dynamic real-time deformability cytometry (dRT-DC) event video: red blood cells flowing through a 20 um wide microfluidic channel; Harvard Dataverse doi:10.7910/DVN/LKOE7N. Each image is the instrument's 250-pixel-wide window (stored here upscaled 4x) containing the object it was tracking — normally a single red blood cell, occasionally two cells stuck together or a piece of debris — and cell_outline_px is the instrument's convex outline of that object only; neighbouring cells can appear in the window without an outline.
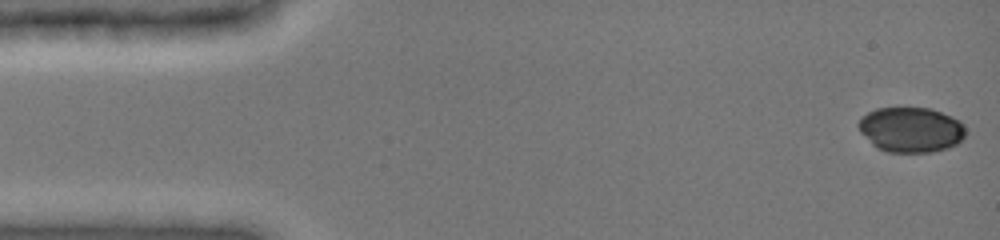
{"species": "common noctule bat (a hibernating species)", "species_latin": "Nyctalus noctula", "temperature_condition": "cold", "stored_images_in_passage": 48, "camera_frame_rate_fps": 3000, "um_per_image_px": 0.085, "animal": {"sex": "female", "body_mass_g": 19.0, "forearm_length_mm": 51.5}, "frame": {"image": 1, "passage_image": 1, "time_ms": 0.0, "image_size_px": [1000, 240], "cell_outline_px": [[964, 136], [956, 144], [948, 148], [932, 152], [888, 152], [876, 148], [860, 132], [856, 124], [860, 116], [876, 108], [932, 108], [952, 116], [960, 120], [964, 124]], "centroid_in_image_um": [77.4, 11.01], "position_along_channel_um": 7.6, "area_um2": 28.44}}
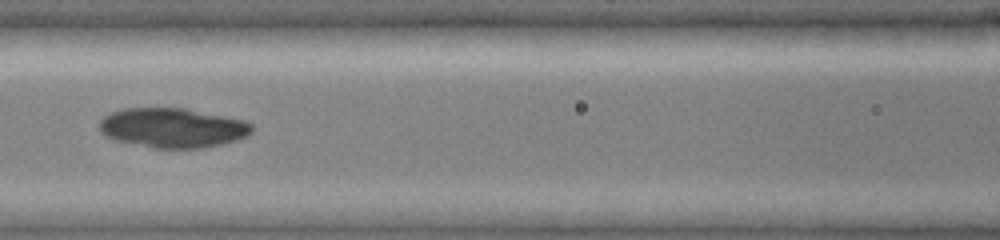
{"frame": {"image": 2, "passage_image": 21, "time_ms": 6.667, "image_size_px": [1000, 240], "cell_outline_px": [[252, 132], [248, 136], [236, 140], [204, 148], [152, 148], [116, 140], [104, 136], [100, 132], [100, 120], [104, 116], [112, 112], [124, 108], [184, 108], [244, 120], [252, 124]], "centroid_in_image_um": [14.66, 10.87], "position_along_channel_um": 151.9, "area_um2": 35.2}}
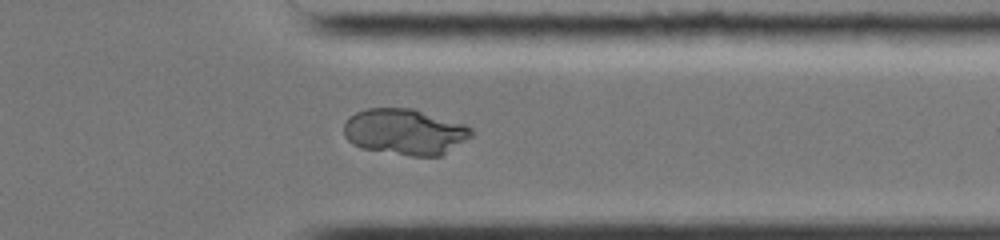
{"frame": {"image": 3, "passage_image": 38, "time_ms": 12.333, "image_size_px": [1000, 240], "cell_outline_px": [[472, 136], [440, 156], [412, 156], [364, 148], [352, 144], [344, 136], [344, 124], [348, 116], [356, 112], [368, 108], [412, 108], [464, 124], [472, 128]], "centroid_in_image_um": [34.39, 11.19], "position_along_channel_um": 377.0, "area_um2": 33.99}}